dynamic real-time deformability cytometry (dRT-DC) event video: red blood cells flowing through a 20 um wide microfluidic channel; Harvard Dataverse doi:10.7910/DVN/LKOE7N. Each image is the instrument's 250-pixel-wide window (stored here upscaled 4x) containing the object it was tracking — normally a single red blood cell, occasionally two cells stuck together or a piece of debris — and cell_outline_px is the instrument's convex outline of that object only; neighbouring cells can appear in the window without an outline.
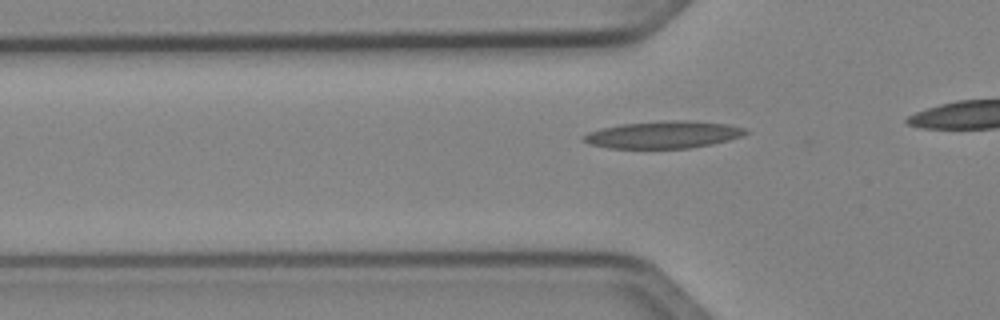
{"species": "Egyptian fruit bat (a non-hibernating species)", "species_latin": "Rousettus aegyptiacus", "temperature_condition": "cold", "stored_images_in_passage": 26, "camera_frame_rate_fps": 3000, "um_per_image_px": 0.085, "animal": {"sex": "female"}, "frame": {"image": 1, "passage_image": 2, "time_ms": 0.333, "image_size_px": [1000, 320], "cell_outline_px": [[748, 132], [744, 136], [712, 144], [688, 148], [608, 148], [588, 144], [584, 140], [584, 136], [588, 132], [600, 128], [620, 124], [668, 120], [692, 120], [728, 124], [744, 128]], "centroid_in_image_um": [56.4, 11.44], "position_along_channel_um": 69.4, "area_um2": 25.78}}
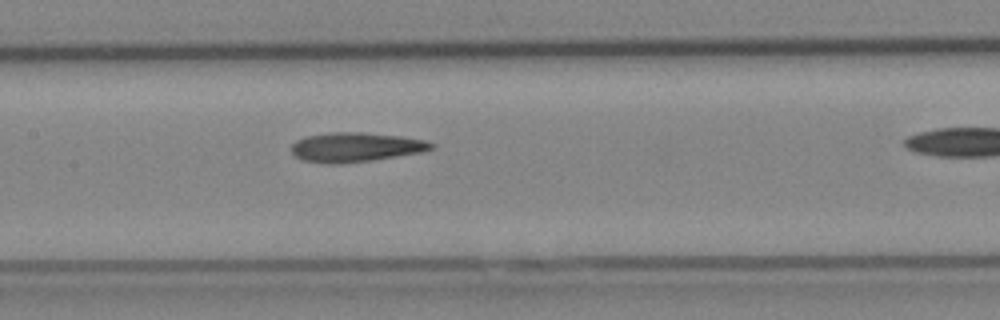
{"frame": {"image": 2, "passage_image": 10, "time_ms": 3.0, "image_size_px": [1000, 320], "cell_outline_px": [[436, 148], [420, 152], [372, 160], [336, 164], [328, 164], [304, 160], [296, 156], [292, 152], [292, 144], [296, 140], [308, 136], [332, 132], [360, 132], [400, 136], [424, 140], [436, 144]], "centroid_in_image_um": [30.25, 12.51], "position_along_channel_um": 177.2, "area_um2": 23.76}}
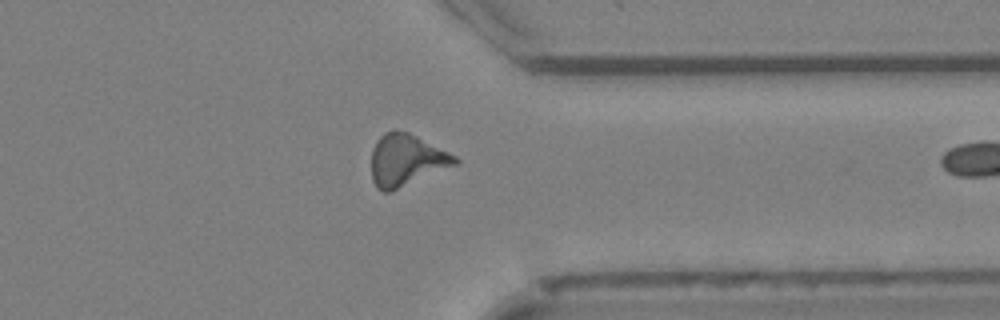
{"frame": {"image": 3, "passage_image": 25, "time_ms": 8.0, "image_size_px": [1000, 320], "cell_outline_px": [[460, 160], [456, 164], [392, 192], [384, 192], [376, 188], [372, 180], [372, 148], [376, 140], [384, 132], [392, 128], [408, 132], [456, 156]], "centroid_in_image_um": [34.49, 13.61], "position_along_channel_um": 376.9, "area_um2": 25.32}}